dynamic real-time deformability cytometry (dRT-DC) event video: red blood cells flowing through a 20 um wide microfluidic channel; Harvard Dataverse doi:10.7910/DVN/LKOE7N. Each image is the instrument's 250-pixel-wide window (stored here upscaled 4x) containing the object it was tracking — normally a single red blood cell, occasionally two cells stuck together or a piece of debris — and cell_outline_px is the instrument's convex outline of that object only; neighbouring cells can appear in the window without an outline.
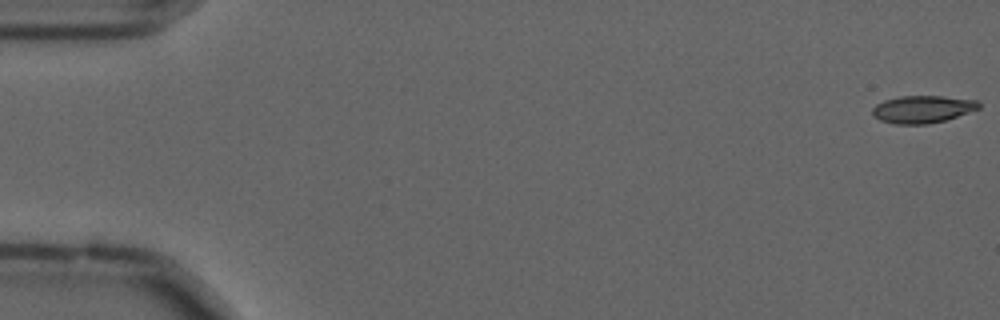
{"species": "common noctule bat (a hibernating species)", "species_latin": "Nyctalus noctula", "temperature_condition": "cold", "stored_images_in_passage": 14, "camera_frame_rate_fps": 3000, "um_per_image_px": 0.085, "animal": {"sex": "male", "forearm_length_mm": 52.5}, "frame": {"image": 1, "passage_image": 1, "time_ms": 0.0, "image_size_px": [1000, 320], "cell_outline_px": [[980, 108], [944, 120], [928, 124], [896, 124], [880, 120], [872, 116], [872, 108], [876, 104], [884, 100], [900, 96], [940, 96], [976, 100], [980, 104]], "centroid_in_image_um": [78.37, 9.28], "position_along_channel_um": 6.6, "area_um2": 16.88}}
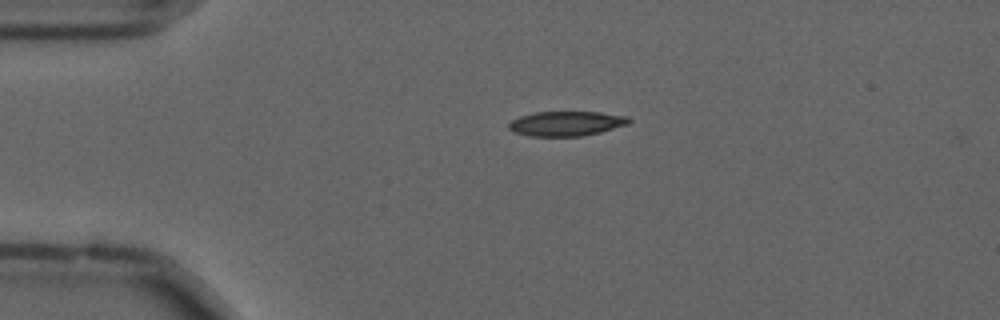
{"frame": {"image": 2, "passage_image": 13, "time_ms": 4.0, "image_size_px": [1000, 320], "cell_outline_px": [[632, 120], [628, 124], [600, 132], [580, 136], [528, 136], [516, 132], [508, 128], [508, 124], [512, 120], [520, 116], [536, 112], [600, 112], [628, 116]], "centroid_in_image_um": [48.15, 10.5], "position_along_channel_um": 36.8, "area_um2": 17.22}}